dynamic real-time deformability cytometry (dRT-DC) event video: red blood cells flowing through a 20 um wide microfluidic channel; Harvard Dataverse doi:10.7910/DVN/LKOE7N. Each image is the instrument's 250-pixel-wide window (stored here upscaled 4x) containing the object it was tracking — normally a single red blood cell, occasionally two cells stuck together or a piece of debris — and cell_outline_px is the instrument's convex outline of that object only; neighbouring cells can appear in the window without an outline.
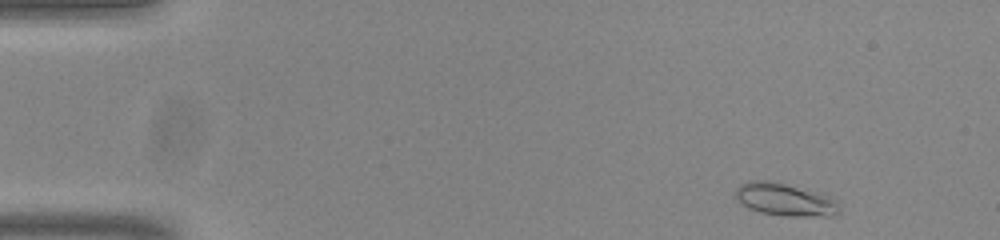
{"species": "common noctule bat (a hibernating species)", "species_latin": "Nyctalus noctula", "temperature_condition": "room temperature", "stored_images_in_passage": 51, "camera_frame_rate_fps": 3000, "um_per_image_px": 0.085, "animal": {"sex": "male", "body_mass_g": 20.0, "forearm_length_mm": 53.3}, "frame": {"image": 1, "passage_image": 2, "time_ms": 0.333, "image_size_px": [1000, 240], "cell_outline_px": [[840, 212], [832, 216], [784, 216], [760, 212], [748, 208], [736, 196], [736, 188], [740, 184], [752, 180], [768, 180], [784, 184], [824, 196], [836, 200], [840, 208]], "centroid_in_image_um": [66.7, 16.99], "position_along_channel_um": 18.3, "area_um2": 19.13}}
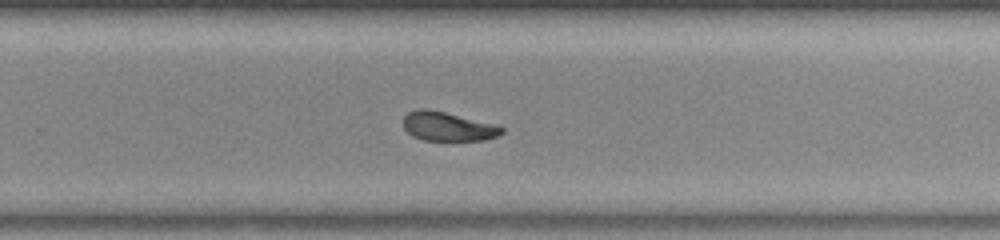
{"frame": {"image": 2, "passage_image": 32, "time_ms": 10.333, "image_size_px": [1000, 240], "cell_outline_px": [[504, 132], [496, 136], [484, 140], [424, 140], [412, 136], [404, 128], [404, 116], [408, 112], [420, 108], [428, 108], [500, 124], [504, 128]], "centroid_in_image_um": [38.11, 10.73], "position_along_channel_um": 291.7, "area_um2": 16.94}}
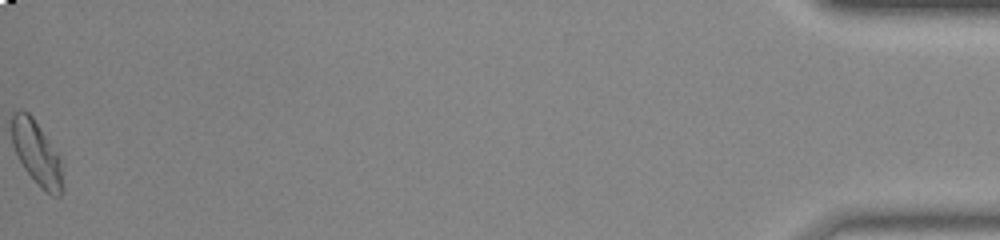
{"frame": {"image": 3, "passage_image": 51, "time_ms": 16.667, "image_size_px": [1000, 240], "cell_outline_px": [[64, 188], [60, 196], [52, 196], [24, 168], [12, 144], [12, 112], [20, 108], [28, 112], [32, 116], [60, 156], [64, 164]], "centroid_in_image_um": [3.17, 12.99], "position_along_channel_um": 432.0, "area_um2": 19.07}, "authors_computed_cell_mechanics": {"area_um2": 17.918, "velocity_mm_per_s": 3.774, "shape_relaxation_time_tau1_ms": 4.8297, "shape_relaxation_time_tau2_ms": 2.7035, "deformation_change_tau1": 0.1303, "deformation_change_tau2": 0.0807}}